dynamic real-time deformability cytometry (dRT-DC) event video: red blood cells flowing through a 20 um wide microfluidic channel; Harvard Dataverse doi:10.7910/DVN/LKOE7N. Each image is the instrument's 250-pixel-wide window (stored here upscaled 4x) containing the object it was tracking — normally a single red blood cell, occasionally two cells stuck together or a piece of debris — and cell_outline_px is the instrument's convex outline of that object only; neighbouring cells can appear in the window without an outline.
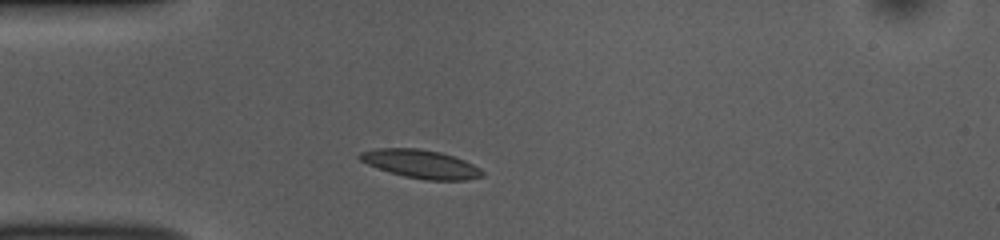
{"species": "common noctule bat (a hibernating species)", "species_latin": "Nyctalus noctula", "temperature_condition": "room temperature", "stored_images_in_passage": 43, "camera_frame_rate_fps": 3000, "um_per_image_px": 0.085, "animal": {"sex": "female", "body_mass_g": 10.0, "forearm_length_mm": 53.1}, "frame": {"image": 1, "passage_image": 5, "time_ms": 1.333, "image_size_px": [1000, 240], "cell_outline_px": [[484, 176], [468, 180], [428, 180], [404, 176], [388, 172], [368, 164], [360, 160], [356, 156], [360, 152], [376, 148], [416, 148], [440, 152], [464, 160], [480, 168], [484, 172]], "centroid_in_image_um": [35.76, 13.94], "position_along_channel_um": 49.2, "area_um2": 20.29}}
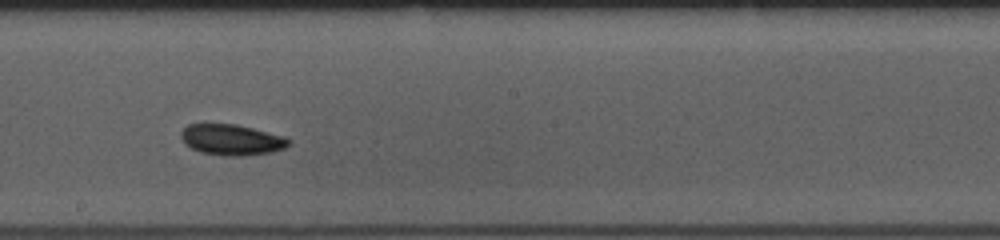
{"frame": {"image": 2, "passage_image": 20, "time_ms": 6.333, "image_size_px": [1000, 240], "cell_outline_px": [[288, 144], [284, 148], [272, 152], [244, 156], [228, 156], [200, 152], [184, 144], [180, 136], [180, 132], [188, 124], [204, 120], [236, 124], [284, 136], [288, 140]], "centroid_in_image_um": [19.58, 11.83], "position_along_channel_um": 228.6, "area_um2": 19.94}}
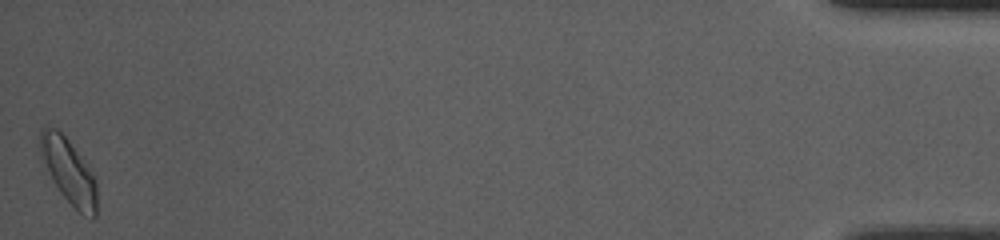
{"frame": {"image": 3, "passage_image": 43, "time_ms": 14.0, "image_size_px": [1000, 240], "cell_outline_px": [[96, 216], [92, 220], [84, 216], [60, 192], [52, 180], [40, 156], [40, 132], [44, 128], [56, 128], [68, 140], [96, 180]], "centroid_in_image_um": [5.83, 14.59], "position_along_channel_um": 429.4, "area_um2": 20.75}, "authors_computed_cell_mechanics": {"area_um2": 18.8428, "velocity_mm_per_s": 3.8279, "shape_relaxation_time_tau1_ms": null, "shape_relaxation_time_tau2_ms": 8.643, "deformation_change_tau1": null, "deformation_change_tau2": 0.1434}}